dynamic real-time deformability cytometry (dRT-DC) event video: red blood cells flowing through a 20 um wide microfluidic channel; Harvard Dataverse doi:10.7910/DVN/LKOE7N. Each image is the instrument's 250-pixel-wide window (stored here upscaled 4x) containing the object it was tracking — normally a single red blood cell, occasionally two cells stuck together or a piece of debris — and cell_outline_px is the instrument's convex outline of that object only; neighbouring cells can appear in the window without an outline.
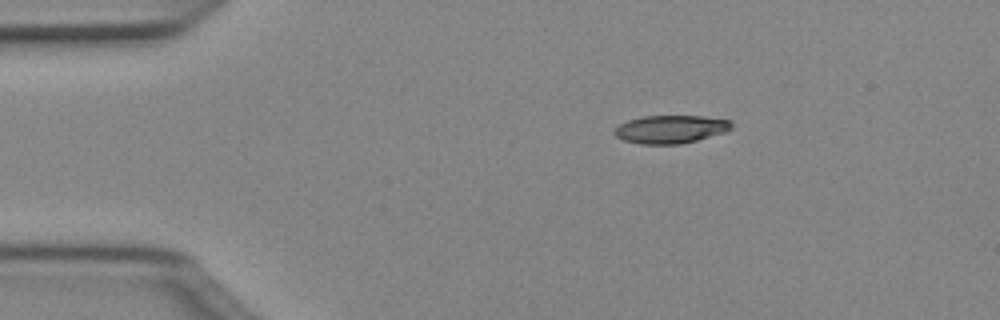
{"species": "Egyptian fruit bat (a non-hibernating species)", "species_latin": "Rousettus aegyptiacus", "temperature_condition": "cold", "stored_images_in_passage": 42, "camera_frame_rate_fps": 3000, "um_per_image_px": 0.085, "animal": {"sex": "female"}, "frame": {"image": 1, "passage_image": 1, "time_ms": 0.0, "image_size_px": [1000, 320], "cell_outline_px": [[732, 128], [724, 132], [696, 140], [680, 144], [640, 144], [624, 140], [616, 136], [612, 132], [620, 124], [628, 120], [644, 116], [704, 116], [732, 120]], "centroid_in_image_um": [57.0, 10.98], "position_along_channel_um": 28.0, "area_um2": 19.07}}
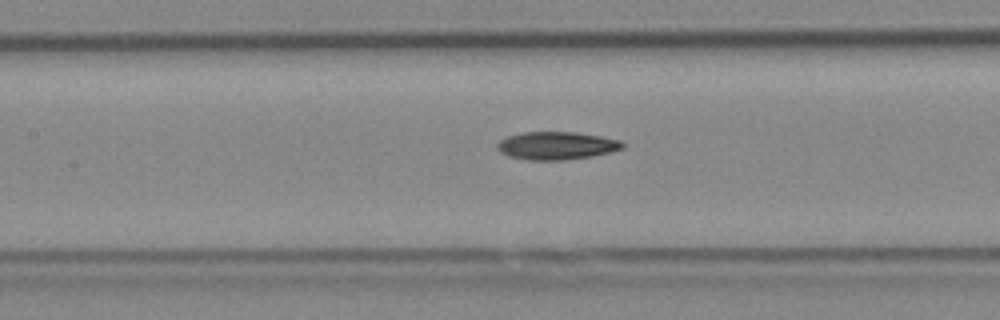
{"frame": {"image": 2, "passage_image": 15, "time_ms": 4.667, "image_size_px": [1000, 320], "cell_outline_px": [[624, 148], [612, 152], [592, 156], [564, 160], [528, 160], [508, 156], [500, 152], [496, 148], [496, 144], [500, 140], [508, 136], [524, 132], [576, 132], [600, 136], [620, 140], [624, 144]], "centroid_in_image_um": [47.3, 12.38], "position_along_channel_um": 160.1, "area_um2": 20.46}}
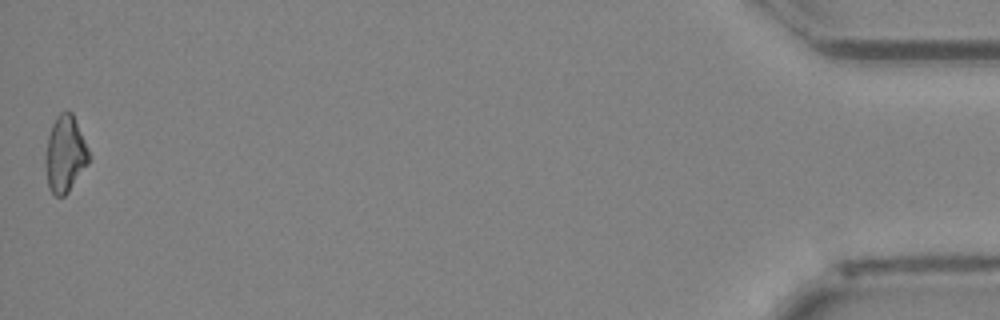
{"frame": {"image": 3, "passage_image": 42, "time_ms": 13.667, "image_size_px": [1000, 320], "cell_outline_px": [[92, 156], [88, 164], [68, 192], [64, 196], [56, 196], [48, 188], [44, 164], [44, 160], [48, 136], [52, 124], [56, 116], [60, 112], [72, 112]], "centroid_in_image_um": [5.53, 13.11], "position_along_channel_um": 429.7, "area_um2": 19.59}}